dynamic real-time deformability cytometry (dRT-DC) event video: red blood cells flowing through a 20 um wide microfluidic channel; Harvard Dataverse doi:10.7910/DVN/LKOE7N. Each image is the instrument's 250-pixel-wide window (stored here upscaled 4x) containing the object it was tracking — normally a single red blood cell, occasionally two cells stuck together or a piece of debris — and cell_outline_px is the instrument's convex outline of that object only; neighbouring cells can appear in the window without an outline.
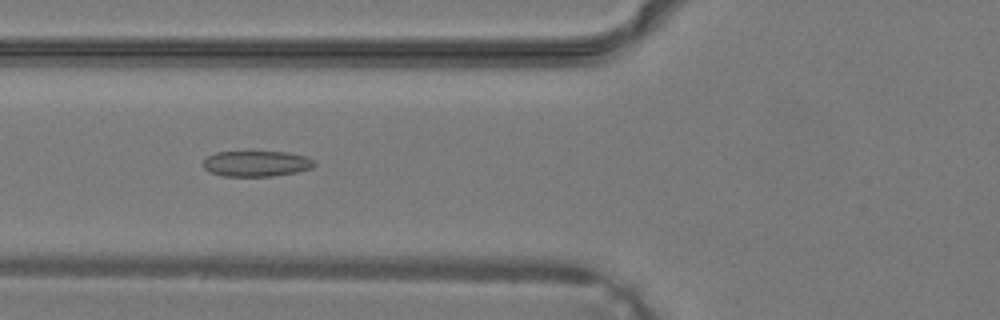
{"species": "common noctule bat (a hibernating species)", "species_latin": "Nyctalus noctula", "temperature_condition": "warm", "stored_images_in_passage": 35, "camera_frame_rate_fps": 3000, "um_per_image_px": 0.085, "animal": {"sex": "male", "body_mass_g": 19.2, "forearm_length_mm": 51.8}, "frame": {"image": 1, "passage_image": 11, "time_ms": 3.333, "image_size_px": [1000, 320], "cell_outline_px": [[316, 164], [312, 168], [296, 172], [272, 176], [224, 176], [212, 172], [204, 168], [204, 160], [208, 156], [216, 152], [288, 152], [304, 156], [316, 160]], "centroid_in_image_um": [21.84, 13.9], "position_along_channel_um": 104.0, "area_um2": 16.53}}
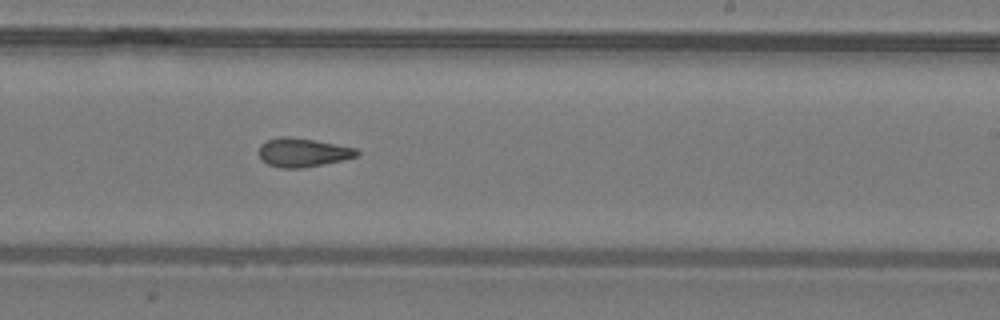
{"frame": {"image": 2, "passage_image": 20, "time_ms": 6.333, "image_size_px": [1000, 320], "cell_outline_px": [[360, 152], [356, 156], [340, 160], [300, 168], [284, 168], [268, 164], [260, 156], [260, 144], [264, 140], [280, 136], [288, 136], [312, 140], [356, 148]], "centroid_in_image_um": [25.7, 12.94], "position_along_channel_um": 263.3, "area_um2": 16.01}}
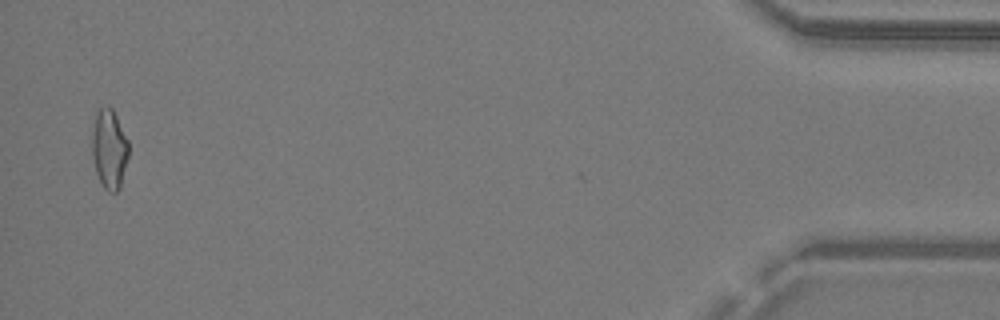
{"frame": {"image": 3, "passage_image": 34, "time_ms": 11.0, "image_size_px": [1000, 320], "cell_outline_px": [[128, 156], [120, 188], [116, 192], [108, 192], [104, 188], [96, 172], [92, 156], [92, 128], [96, 112], [100, 108], [112, 108], [128, 140]], "centroid_in_image_um": [9.28, 12.68], "position_along_channel_um": 425.9, "area_um2": 16.82}}